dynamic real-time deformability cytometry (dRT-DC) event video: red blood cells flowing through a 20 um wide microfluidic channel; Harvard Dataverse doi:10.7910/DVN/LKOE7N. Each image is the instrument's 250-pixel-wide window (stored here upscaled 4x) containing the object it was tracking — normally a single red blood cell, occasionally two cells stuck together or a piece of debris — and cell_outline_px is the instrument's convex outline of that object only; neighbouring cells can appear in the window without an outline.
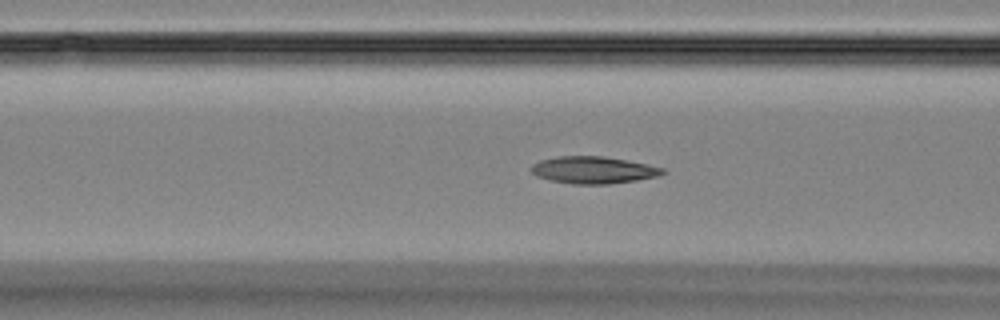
{"species": "Egyptian fruit bat (a non-hibernating species)", "species_latin": "Rousettus aegyptiacus", "temperature_condition": "room temperature", "stored_images_in_passage": 55, "camera_frame_rate_fps": 3000, "um_per_image_px": 0.085, "animal": {"sex": "female"}, "frame": {"image": 1, "passage_image": 21, "time_ms": 6.667, "image_size_px": [1000, 320], "cell_outline_px": [[668, 172], [656, 176], [636, 180], [608, 184], [572, 184], [552, 180], [536, 176], [528, 168], [532, 164], [540, 160], [556, 156], [604, 156], [664, 168]], "centroid_in_image_um": [50.38, 14.45], "position_along_channel_um": 116.2, "area_um2": 20.63}}
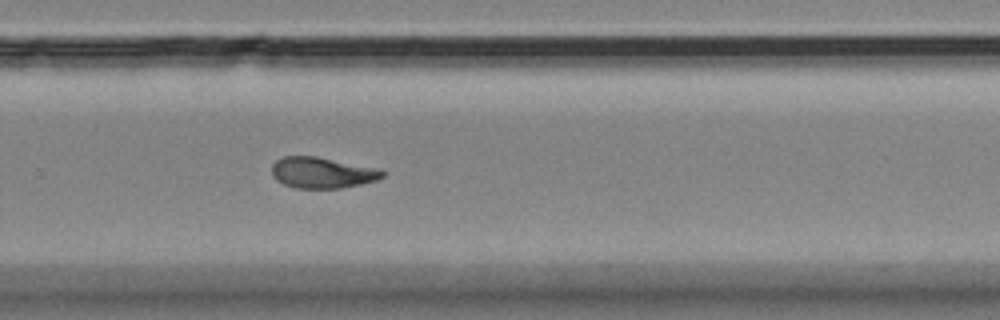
{"frame": {"image": 2, "passage_image": 36, "time_ms": 11.667, "image_size_px": [1000, 320], "cell_outline_px": [[388, 172], [384, 176], [376, 180], [360, 184], [340, 188], [296, 188], [284, 184], [276, 180], [272, 176], [272, 164], [276, 160], [284, 156], [316, 156], [372, 168]], "centroid_in_image_um": [27.33, 14.68], "position_along_channel_um": 302.5, "area_um2": 19.71}}
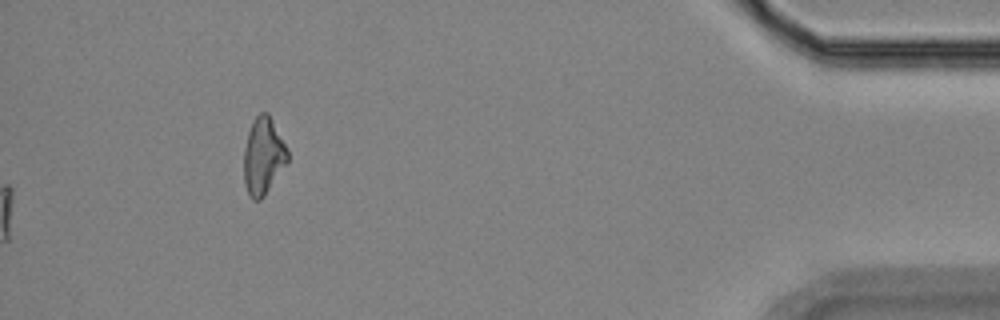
{"frame": {"image": 3, "passage_image": 55, "time_ms": 18.0, "image_size_px": [1000, 320], "cell_outline_px": [[288, 160], [264, 196], [260, 200], [252, 200], [248, 196], [244, 184], [244, 148], [248, 132], [252, 120], [260, 112], [268, 112], [288, 148]], "centroid_in_image_um": [22.36, 13.26], "position_along_channel_um": 412.8, "area_um2": 19.71}, "authors_computed_cell_mechanics": {"area_um2": 20.4034, "velocity_mm_per_s": 3.7336, "shape_relaxation_time_tau1_ms": null, "shape_relaxation_time_tau2_ms": 3.6476, "deformation_change_tau1": null, "deformation_change_tau2": 0.1105}}